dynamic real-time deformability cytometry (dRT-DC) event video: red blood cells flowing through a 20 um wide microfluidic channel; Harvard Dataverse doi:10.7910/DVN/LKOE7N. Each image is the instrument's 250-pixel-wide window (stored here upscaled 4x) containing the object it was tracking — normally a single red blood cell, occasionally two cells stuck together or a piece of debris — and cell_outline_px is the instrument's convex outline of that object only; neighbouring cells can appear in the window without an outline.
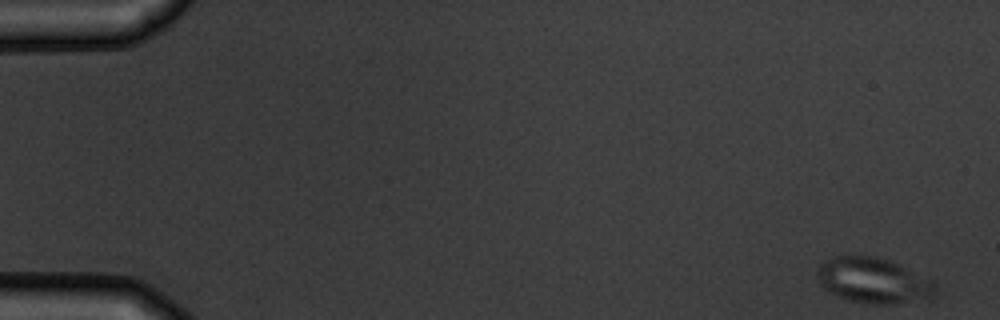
{"species": "common noctule bat (a hibernating species)", "species_latin": "Nyctalus noctula", "temperature_condition": "warm", "stored_images_in_passage": 5, "camera_frame_rate_fps": 3000, "um_per_image_px": 0.085, "animal": {"sex": "male", "body_mass_g": 19.5, "forearm_length_mm": 54.6}, "frame": {"image": 1, "passage_image": 1, "time_ms": 0.0, "image_size_px": [1000, 320], "cell_outline_px": [[936, 296], [932, 300], [896, 304], [872, 304], [848, 300], [824, 288], [820, 284], [816, 272], [820, 264], [832, 256], [844, 252], [852, 252], [876, 256], [892, 260], [936, 280]], "centroid_in_image_um": [74.32, 23.8], "position_along_channel_um": 10.7, "area_um2": 32.95}}